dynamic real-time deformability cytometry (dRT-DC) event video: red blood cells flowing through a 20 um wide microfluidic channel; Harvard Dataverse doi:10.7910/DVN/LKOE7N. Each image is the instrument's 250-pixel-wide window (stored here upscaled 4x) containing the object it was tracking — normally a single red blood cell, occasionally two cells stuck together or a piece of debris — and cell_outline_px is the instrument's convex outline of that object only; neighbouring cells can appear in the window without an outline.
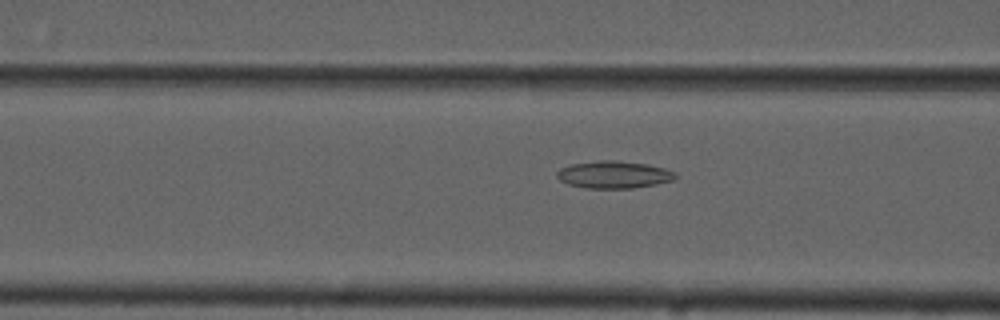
{"species": "common noctule bat (a hibernating species)", "species_latin": "Nyctalus noctula", "temperature_condition": "cold", "stored_images_in_passage": 46, "camera_frame_rate_fps": 3000, "um_per_image_px": 0.085, "animal": {"sex": "male", "forearm_length_mm": 52.5}, "frame": {"image": 1, "passage_image": 13, "time_ms": 4.0, "image_size_px": [1000, 320], "cell_outline_px": [[676, 180], [656, 184], [632, 188], [584, 188], [568, 184], [560, 180], [556, 176], [556, 172], [560, 168], [572, 164], [600, 160], [612, 160], [648, 164], [664, 168], [676, 172]], "centroid_in_image_um": [52.18, 14.84], "position_along_channel_um": 114.4, "area_um2": 18.9}}
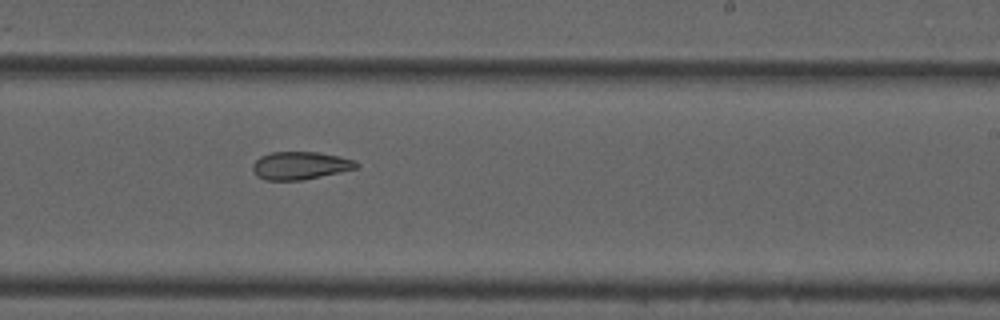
{"frame": {"image": 2, "passage_image": 25, "time_ms": 8.0, "image_size_px": [1000, 320], "cell_outline_px": [[360, 164], [356, 168], [304, 180], [264, 180], [256, 176], [252, 168], [252, 164], [260, 156], [272, 152], [316, 152], [356, 160]], "centroid_in_image_um": [25.48, 14.08], "position_along_channel_um": 263.5, "area_um2": 16.76}}
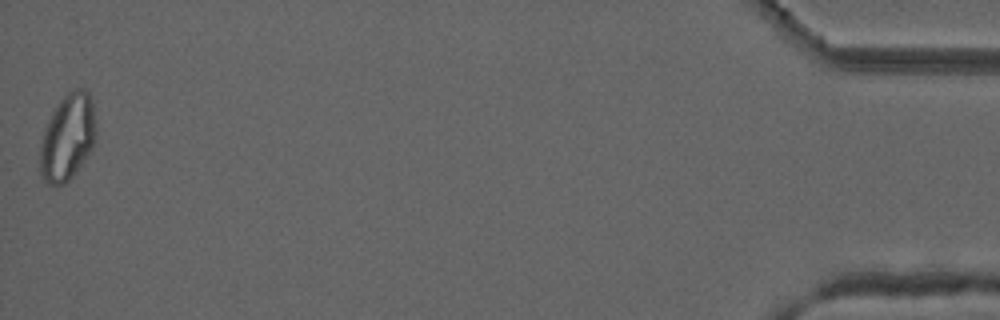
{"frame": {"image": 3, "passage_image": 46, "time_ms": 15.0, "image_size_px": [1000, 320], "cell_outline_px": [[96, 132], [92, 144], [88, 152], [72, 176], [64, 184], [56, 188], [48, 184], [44, 180], [40, 172], [40, 144], [48, 120], [52, 112], [60, 100], [68, 92], [76, 88], [84, 88], [92, 96]], "centroid_in_image_um": [5.72, 11.66], "position_along_channel_um": 429.5, "area_um2": 27.92}, "authors_computed_cell_mechanics": {"area_um2": 19.3919, "velocity_mm_per_s": 3.7349, "shape_relaxation_time_tau1_ms": null, "shape_relaxation_time_tau2_ms": 3.6257, "deformation_change_tau1": null, "deformation_change_tau2": 0.1005}}